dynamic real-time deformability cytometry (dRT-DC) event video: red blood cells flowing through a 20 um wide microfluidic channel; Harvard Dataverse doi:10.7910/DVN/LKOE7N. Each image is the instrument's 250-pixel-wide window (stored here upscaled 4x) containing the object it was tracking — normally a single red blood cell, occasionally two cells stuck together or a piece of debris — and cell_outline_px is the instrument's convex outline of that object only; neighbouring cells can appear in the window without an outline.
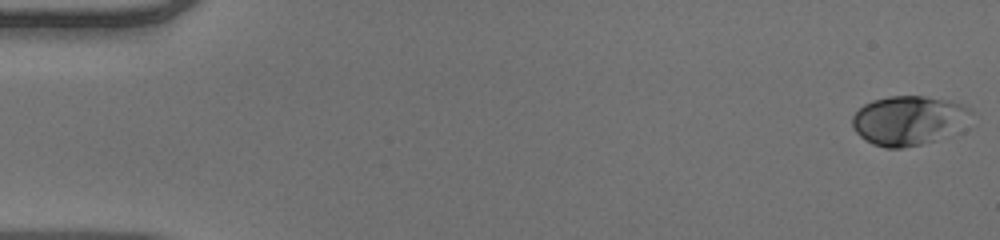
{"species": "human", "species_latin": "Homo sapiens", "temperature_condition": "warm", "stored_images_in_passage": 52, "camera_frame_rate_fps": 3000, "um_per_image_px": 0.085, "donor": {"sex": "male"}, "frame": {"image": 1, "passage_image": 1, "time_ms": 0.0, "image_size_px": [1000, 240], "cell_outline_px": [[972, 112], [952, 136], [920, 144], [900, 148], [884, 148], [872, 144], [860, 136], [852, 128], [852, 116], [864, 104], [872, 100], [888, 96], [924, 96], [948, 100], [964, 104], [972, 108]], "centroid_in_image_um": [77.22, 10.23], "position_along_channel_um": 7.8, "area_um2": 34.28}}
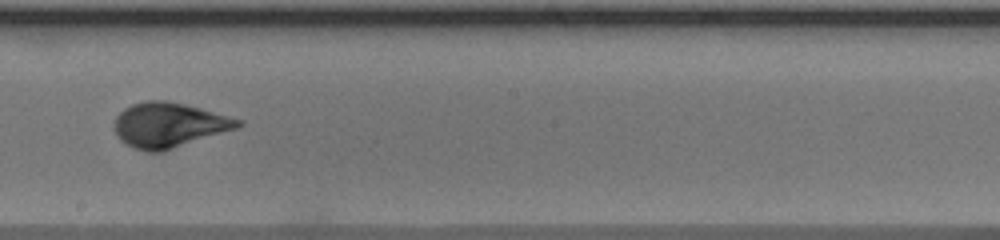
{"frame": {"image": 2, "passage_image": 30, "time_ms": 9.667, "image_size_px": [1000, 240], "cell_outline_px": [[244, 124], [236, 128], [164, 152], [148, 152], [136, 148], [120, 140], [116, 132], [116, 116], [124, 108], [132, 104], [144, 100], [164, 100], [184, 104], [200, 108], [244, 120]], "centroid_in_image_um": [14.38, 10.62], "position_along_channel_um": 233.8, "area_um2": 32.14}}
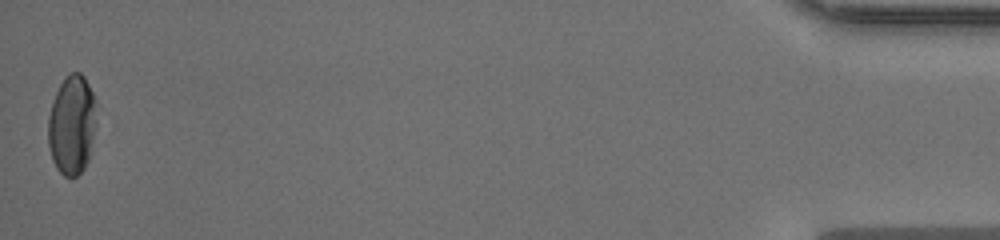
{"frame": {"image": 3, "passage_image": 52, "time_ms": 17.0, "image_size_px": [1000, 240], "cell_outline_px": [[96, 100], [92, 136], [88, 160], [84, 168], [76, 176], [64, 176], [56, 168], [52, 160], [48, 144], [48, 116], [52, 100], [60, 84], [72, 72], [80, 72], [84, 76]], "centroid_in_image_um": [6.07, 10.6], "position_along_channel_um": 429.1, "area_um2": 27.57}, "authors_computed_cell_mechanics": {"area_um2": 31.1831, "velocity_mm_per_s": 3.9312, "shape_relaxation_time_tau1_ms": 3.2132, "shape_relaxation_time_tau2_ms": null, "deformation_change_tau1": 0.1698, "deformation_change_tau2": null}}